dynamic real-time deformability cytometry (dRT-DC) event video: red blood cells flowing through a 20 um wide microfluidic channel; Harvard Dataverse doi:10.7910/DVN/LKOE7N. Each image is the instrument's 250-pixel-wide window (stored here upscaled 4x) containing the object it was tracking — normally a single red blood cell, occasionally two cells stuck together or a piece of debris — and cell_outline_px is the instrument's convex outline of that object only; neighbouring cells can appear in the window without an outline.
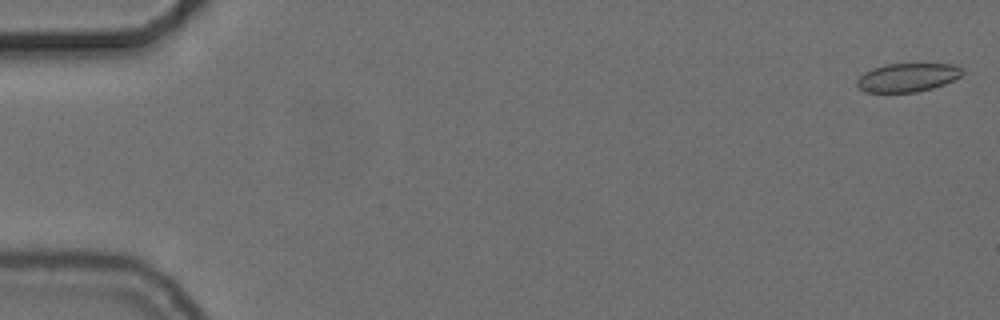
{"species": "common noctule bat (a hibernating species)", "species_latin": "Nyctalus noctula", "temperature_condition": "cold", "stored_images_in_passage": 56, "camera_frame_rate_fps": 3000, "um_per_image_px": 0.085, "animal": {"sex": "female", "body_mass_g": 24.6, "forearm_length_mm": 56.2}, "frame": {"image": 1, "passage_image": 2, "time_ms": 0.333, "image_size_px": [1000, 320], "cell_outline_px": [[964, 72], [960, 76], [944, 84], [932, 88], [916, 92], [864, 92], [856, 84], [856, 80], [864, 72], [872, 68], [884, 64], [952, 64], [964, 68]], "centroid_in_image_um": [77.12, 6.58], "position_along_channel_um": 7.9, "area_um2": 17.57}}
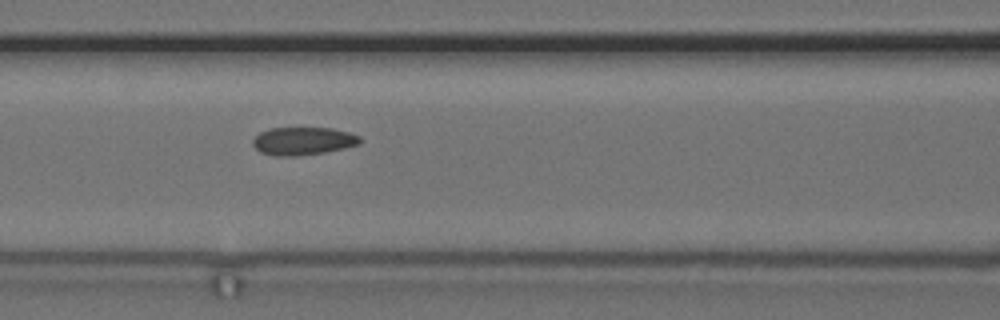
{"frame": {"image": 2, "passage_image": 25, "time_ms": 8.0, "image_size_px": [1000, 320], "cell_outline_px": [[360, 144], [344, 148], [324, 152], [296, 156], [276, 156], [260, 152], [252, 144], [252, 140], [260, 132], [272, 128], [332, 128], [348, 132], [360, 136]], "centroid_in_image_um": [25.75, 11.99], "position_along_channel_um": 140.8, "area_um2": 17.34}}
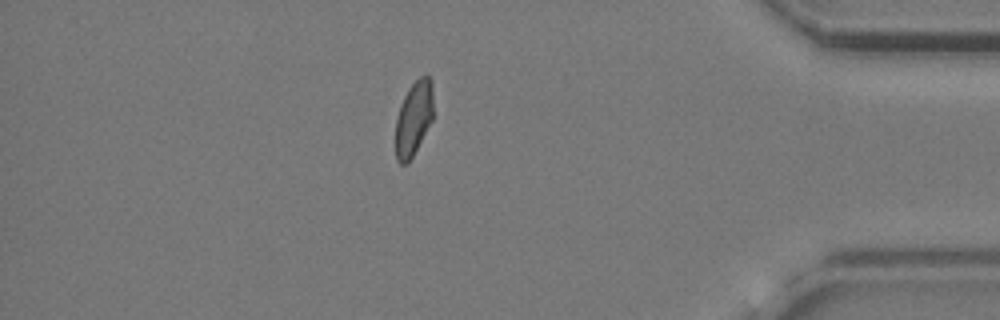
{"frame": {"image": 3, "passage_image": 49, "time_ms": 16.0, "image_size_px": [1000, 320], "cell_outline_px": [[432, 120], [408, 164], [400, 164], [396, 160], [396, 120], [400, 104], [408, 88], [420, 76], [428, 76], [432, 80]], "centroid_in_image_um": [35.15, 10.07], "position_along_channel_um": 400.1, "area_um2": 16.24}, "authors_computed_cell_mechanics": {"area_um2": 17.5134, "velocity_mm_per_s": 3.7114, "shape_relaxation_time_tau1_ms": 4.0849, "shape_relaxation_time_tau2_ms": 1.7888, "deformation_change_tau1": 0.1106, "deformation_change_tau2": 0.0866}}